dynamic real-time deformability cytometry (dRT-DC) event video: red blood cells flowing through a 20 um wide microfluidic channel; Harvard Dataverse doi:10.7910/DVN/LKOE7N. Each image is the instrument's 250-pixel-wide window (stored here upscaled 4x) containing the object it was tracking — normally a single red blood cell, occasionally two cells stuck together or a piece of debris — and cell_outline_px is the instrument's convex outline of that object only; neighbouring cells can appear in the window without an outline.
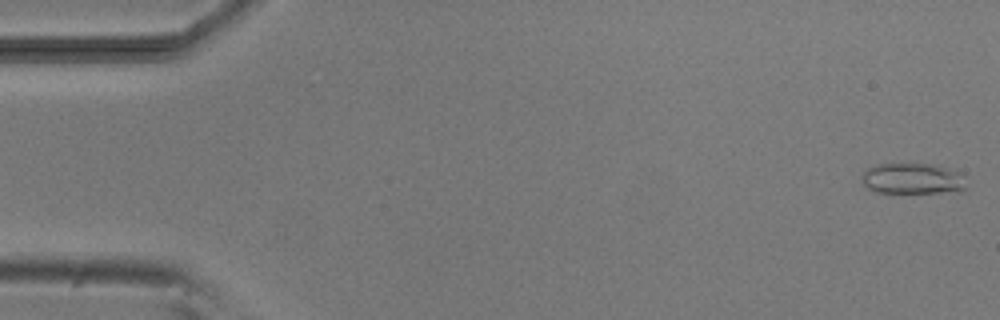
{"species": "common noctule bat (a hibernating species)", "species_latin": "Nyctalus noctula", "temperature_condition": "room temperature", "stored_images_in_passage": 5, "camera_frame_rate_fps": 3000, "um_per_image_px": 0.085, "animal": {"sex": "male", "body_mass_g": 20.5, "forearm_length_mm": 52.5}, "frame": {"image": 1, "passage_image": 1, "time_ms": 0.0, "image_size_px": [1000, 320], "cell_outline_px": [[964, 188], [956, 192], [876, 192], [868, 188], [864, 184], [860, 176], [868, 168], [876, 164], [940, 164], [956, 172]], "centroid_in_image_um": [77.47, 15.17], "position_along_channel_um": 7.5, "area_um2": 18.32}}